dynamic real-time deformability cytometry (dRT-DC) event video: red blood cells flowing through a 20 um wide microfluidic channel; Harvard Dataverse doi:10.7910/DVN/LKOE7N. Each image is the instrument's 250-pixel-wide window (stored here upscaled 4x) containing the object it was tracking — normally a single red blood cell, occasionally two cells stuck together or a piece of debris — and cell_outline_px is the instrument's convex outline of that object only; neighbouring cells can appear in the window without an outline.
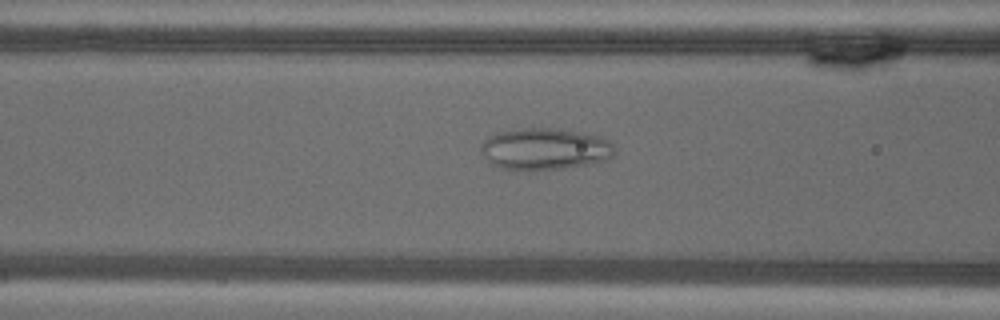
{"species": "common noctule bat (a hibernating species)", "species_latin": "Nyctalus noctula", "temperature_condition": "warm", "stored_images_in_passage": 56, "camera_frame_rate_fps": 3000, "um_per_image_px": 0.085, "animal": {"sex": "male", "body_mass_g": 18.8}, "frame": {"image": 1, "passage_image": 22, "time_ms": 7.0, "image_size_px": [1000, 320], "cell_outline_px": [[616, 152], [608, 160], [596, 164], [564, 168], [528, 172], [520, 172], [500, 168], [492, 164], [480, 152], [480, 144], [484, 140], [496, 132], [524, 128], [552, 128], [580, 132], [600, 136], [608, 140], [616, 148]], "centroid_in_image_um": [46.32, 12.7], "position_along_channel_um": 120.3, "area_um2": 33.41}}
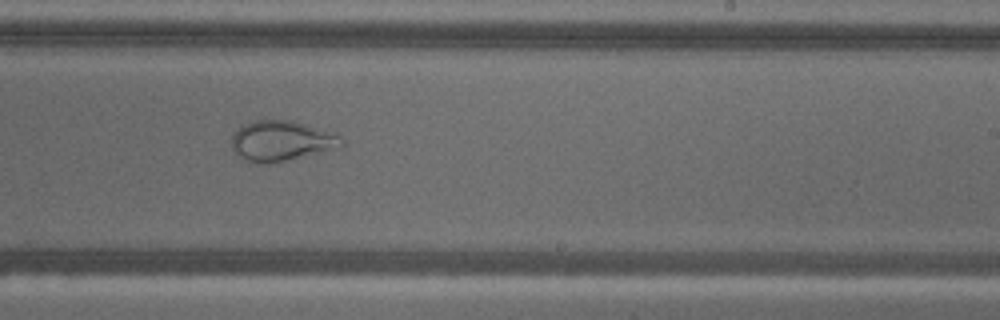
{"frame": {"image": 2, "passage_image": 34, "time_ms": 11.0, "image_size_px": [1000, 320], "cell_outline_px": [[344, 144], [340, 148], [268, 164], [260, 164], [244, 160], [232, 148], [232, 136], [244, 124], [256, 120], [288, 120], [340, 136], [344, 140]], "centroid_in_image_um": [23.9, 12.0], "position_along_channel_um": 265.1, "area_um2": 25.26}}
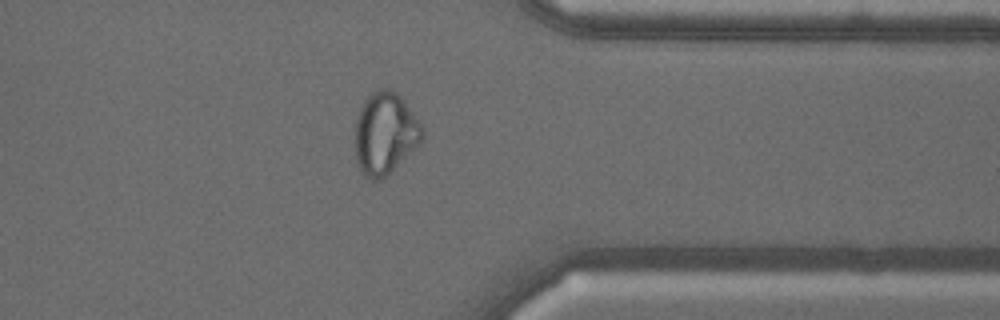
{"frame": {"image": 3, "passage_image": 44, "time_ms": 14.333, "image_size_px": [1000, 320], "cell_outline_px": [[424, 136], [380, 180], [372, 180], [364, 176], [356, 160], [356, 120], [360, 108], [364, 100], [372, 92], [380, 88], [392, 88], [404, 100], [424, 128]], "centroid_in_image_um": [32.71, 11.27], "position_along_channel_um": 378.7, "area_um2": 31.33}}